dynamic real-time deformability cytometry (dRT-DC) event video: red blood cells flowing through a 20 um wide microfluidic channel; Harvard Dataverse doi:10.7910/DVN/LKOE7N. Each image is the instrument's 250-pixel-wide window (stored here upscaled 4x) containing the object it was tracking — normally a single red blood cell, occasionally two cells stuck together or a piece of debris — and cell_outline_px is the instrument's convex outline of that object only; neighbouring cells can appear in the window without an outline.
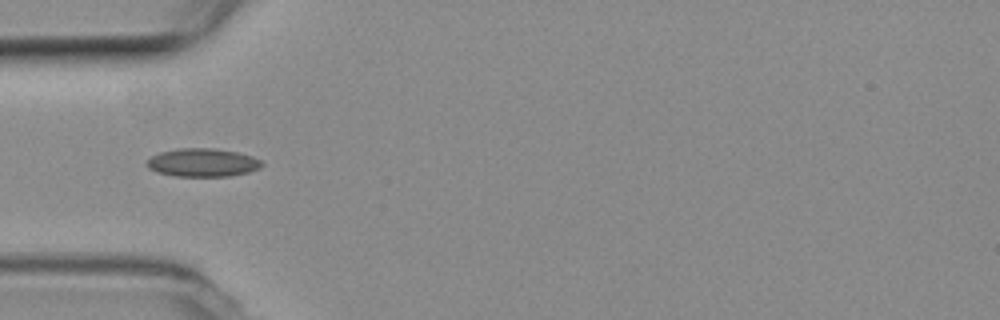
{"species": "common noctule bat (a hibernating species)", "species_latin": "Nyctalus noctula", "temperature_condition": "room temperature", "stored_images_in_passage": 4, "camera_frame_rate_fps": 3000, "um_per_image_px": 0.085, "animal": {"sex": "female", "body_mass_g": 19.3, "forearm_length_mm": 54.1}, "frame": {"image": 1, "passage_image": 4, "time_ms": 1.0, "image_size_px": [1000, 320], "cell_outline_px": [[264, 164], [260, 168], [248, 172], [228, 176], [172, 176], [156, 172], [148, 168], [144, 164], [152, 156], [160, 152], [176, 148], [212, 148], [236, 152], [252, 156], [260, 160]], "centroid_in_image_um": [17.19, 13.82], "position_along_channel_um": 67.8, "area_um2": 19.02}}